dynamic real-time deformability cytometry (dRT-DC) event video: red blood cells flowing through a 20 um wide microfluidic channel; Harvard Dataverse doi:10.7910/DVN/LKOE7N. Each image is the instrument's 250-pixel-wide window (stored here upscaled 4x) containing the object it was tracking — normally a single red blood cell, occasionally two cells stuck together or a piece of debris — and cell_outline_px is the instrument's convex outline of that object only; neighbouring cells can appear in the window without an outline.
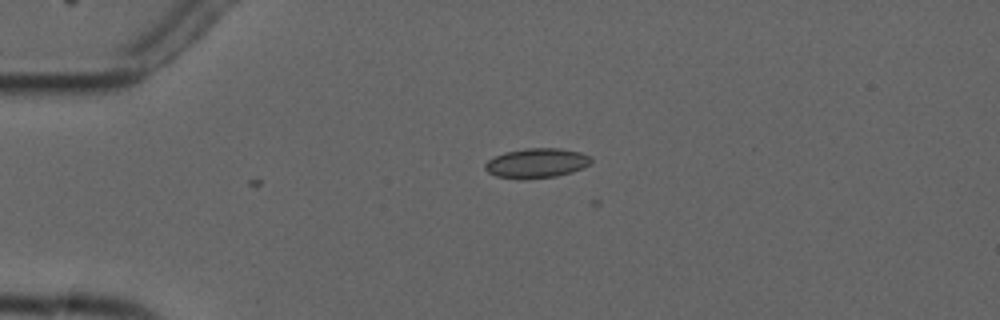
{"species": "common noctule bat (a hibernating species)", "species_latin": "Nyctalus noctula", "temperature_condition": "cold", "stored_images_in_passage": 4, "camera_frame_rate_fps": 3000, "um_per_image_px": 0.085, "animal": {"sex": "male", "forearm_length_mm": 52.5}, "frame": {"image": 1, "passage_image": 3, "time_ms": 3.333, "image_size_px": [1000, 320], "cell_outline_px": [[592, 160], [588, 164], [572, 172], [556, 176], [520, 180], [496, 176], [488, 172], [484, 168], [484, 164], [488, 160], [504, 152], [528, 148], [560, 148], [580, 152], [588, 156]], "centroid_in_image_um": [45.56, 13.87], "position_along_channel_um": 39.4, "area_um2": 18.26}}